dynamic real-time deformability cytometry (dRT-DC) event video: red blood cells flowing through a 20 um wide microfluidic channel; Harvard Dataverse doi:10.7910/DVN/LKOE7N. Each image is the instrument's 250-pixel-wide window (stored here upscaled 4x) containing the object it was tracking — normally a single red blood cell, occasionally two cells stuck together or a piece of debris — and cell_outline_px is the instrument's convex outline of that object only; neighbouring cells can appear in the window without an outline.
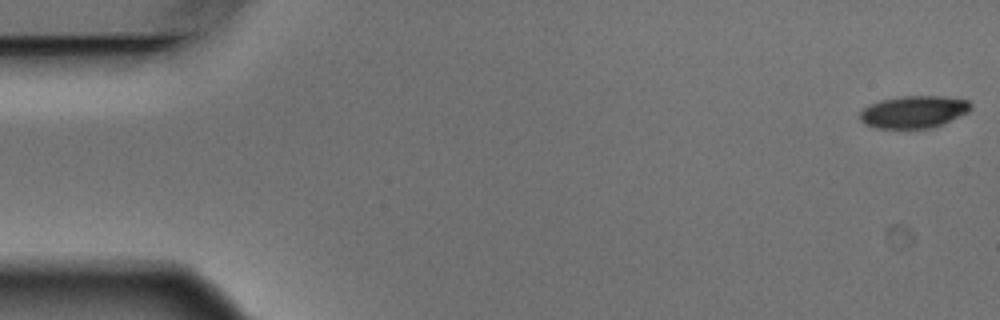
{"species": "Egyptian fruit bat (a non-hibernating species)", "species_latin": "Rousettus aegyptiacus", "temperature_condition": "warm", "stored_images_in_passage": 6, "segment_of_instrument_passage": [1, 2], "camera_frame_rate_fps": 3000, "um_per_image_px": 0.085, "animal": {"sex": "male"}, "frame": {"image": 1, "passage_image": 1, "time_ms": 0.0, "image_size_px": [1000, 320], "cell_outline_px": [[972, 108], [968, 112], [932, 128], [876, 128], [864, 124], [860, 120], [860, 112], [864, 108], [880, 100], [900, 96], [944, 96], [968, 100], [972, 104]], "centroid_in_image_um": [77.67, 9.5], "position_along_channel_um": 7.3, "area_um2": 20.81}}